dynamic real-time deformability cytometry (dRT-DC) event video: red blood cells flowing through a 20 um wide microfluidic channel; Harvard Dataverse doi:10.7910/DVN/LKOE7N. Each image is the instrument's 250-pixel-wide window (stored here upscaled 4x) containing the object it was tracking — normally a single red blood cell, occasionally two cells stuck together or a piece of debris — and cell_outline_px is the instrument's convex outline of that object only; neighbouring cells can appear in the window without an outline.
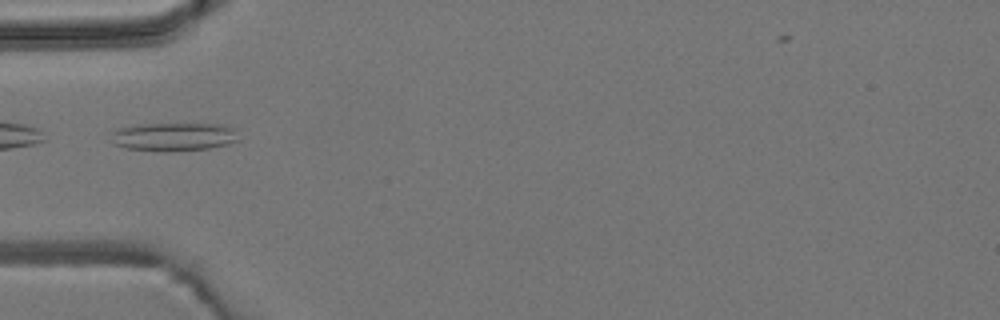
{"species": "common noctule bat (a hibernating species)", "species_latin": "Nyctalus noctula", "temperature_condition": "room temperature", "stored_images_in_passage": 5, "camera_frame_rate_fps": 3000, "um_per_image_px": 0.085, "animal": {"sex": "male", "body_mass_g": 19.2, "forearm_length_mm": 51.8}, "frame": {"image": 1, "passage_image": 4, "time_ms": 3.333, "image_size_px": [1000, 320], "cell_outline_px": [[240, 140], [228, 144], [208, 148], [168, 152], [164, 152], [124, 148], [112, 144], [112, 132], [116, 128], [140, 124], [220, 124], [236, 128]], "centroid_in_image_um": [14.77, 11.63], "position_along_channel_um": 70.2, "area_um2": 21.44}}